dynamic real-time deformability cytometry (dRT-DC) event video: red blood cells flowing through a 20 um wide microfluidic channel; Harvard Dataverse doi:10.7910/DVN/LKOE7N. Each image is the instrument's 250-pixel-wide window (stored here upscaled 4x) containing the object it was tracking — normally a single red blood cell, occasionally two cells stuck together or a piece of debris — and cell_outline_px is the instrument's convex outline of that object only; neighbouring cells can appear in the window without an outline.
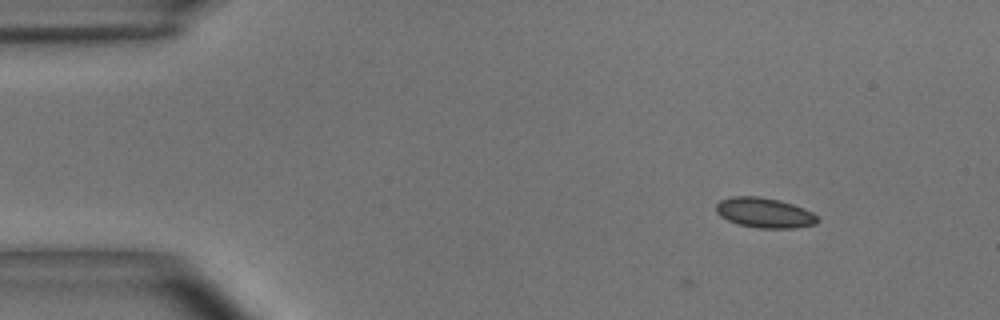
{"species": "common noctule bat (a hibernating species)", "species_latin": "Nyctalus noctula", "temperature_condition": "room temperature", "stored_images_in_passage": 5, "camera_frame_rate_fps": 3000, "um_per_image_px": 0.085, "animal": {"sex": "male", "body_mass_g": 15.6}, "frame": {"image": 1, "passage_image": 1, "time_ms": 0.0, "image_size_px": [1000, 320], "cell_outline_px": [[820, 220], [816, 224], [796, 228], [760, 228], [736, 224], [720, 216], [716, 212], [716, 204], [720, 200], [732, 196], [756, 196], [780, 200], [804, 208], [812, 212]], "centroid_in_image_um": [64.98, 18.09], "position_along_channel_um": 20.0, "area_um2": 17.86}}